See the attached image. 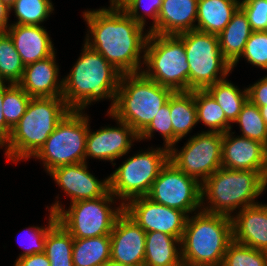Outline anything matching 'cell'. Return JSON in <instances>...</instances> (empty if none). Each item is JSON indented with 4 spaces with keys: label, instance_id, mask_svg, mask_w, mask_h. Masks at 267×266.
<instances>
[{
    "label": "cell",
    "instance_id": "1",
    "mask_svg": "<svg viewBox=\"0 0 267 266\" xmlns=\"http://www.w3.org/2000/svg\"><path fill=\"white\" fill-rule=\"evenodd\" d=\"M108 8L83 13L90 32L86 34L85 44L100 53L120 73H141L144 63H141L140 53L145 52L150 33L144 34V26L121 7Z\"/></svg>",
    "mask_w": 267,
    "mask_h": 266
},
{
    "label": "cell",
    "instance_id": "2",
    "mask_svg": "<svg viewBox=\"0 0 267 266\" xmlns=\"http://www.w3.org/2000/svg\"><path fill=\"white\" fill-rule=\"evenodd\" d=\"M82 50L70 73L62 78V97L66 105L75 111L84 110L92 101L110 99V111L115 104L122 73L87 44L84 43Z\"/></svg>",
    "mask_w": 267,
    "mask_h": 266
},
{
    "label": "cell",
    "instance_id": "3",
    "mask_svg": "<svg viewBox=\"0 0 267 266\" xmlns=\"http://www.w3.org/2000/svg\"><path fill=\"white\" fill-rule=\"evenodd\" d=\"M70 110L63 97H32L4 145L8 160L18 162L34 156Z\"/></svg>",
    "mask_w": 267,
    "mask_h": 266
},
{
    "label": "cell",
    "instance_id": "4",
    "mask_svg": "<svg viewBox=\"0 0 267 266\" xmlns=\"http://www.w3.org/2000/svg\"><path fill=\"white\" fill-rule=\"evenodd\" d=\"M187 218L181 239V259L186 266H221L232 241L231 217L201 210Z\"/></svg>",
    "mask_w": 267,
    "mask_h": 266
},
{
    "label": "cell",
    "instance_id": "5",
    "mask_svg": "<svg viewBox=\"0 0 267 266\" xmlns=\"http://www.w3.org/2000/svg\"><path fill=\"white\" fill-rule=\"evenodd\" d=\"M266 186L267 173L221 167L201 184V210L232 217L237 208L257 204L255 199L263 194ZM204 199L209 200L210 206L203 205Z\"/></svg>",
    "mask_w": 267,
    "mask_h": 266
},
{
    "label": "cell",
    "instance_id": "6",
    "mask_svg": "<svg viewBox=\"0 0 267 266\" xmlns=\"http://www.w3.org/2000/svg\"><path fill=\"white\" fill-rule=\"evenodd\" d=\"M172 93L171 89L147 78L142 72L122 74L114 107L109 112L140 134Z\"/></svg>",
    "mask_w": 267,
    "mask_h": 266
},
{
    "label": "cell",
    "instance_id": "7",
    "mask_svg": "<svg viewBox=\"0 0 267 266\" xmlns=\"http://www.w3.org/2000/svg\"><path fill=\"white\" fill-rule=\"evenodd\" d=\"M142 73L173 92L189 91V64L183 41L177 35L150 33L147 39Z\"/></svg>",
    "mask_w": 267,
    "mask_h": 266
},
{
    "label": "cell",
    "instance_id": "8",
    "mask_svg": "<svg viewBox=\"0 0 267 266\" xmlns=\"http://www.w3.org/2000/svg\"><path fill=\"white\" fill-rule=\"evenodd\" d=\"M114 198L109 191L106 195L96 199L70 203L68 210H65L59 201H55L50 210L56 214L57 222L74 239L110 235L117 217L124 211L123 204L116 209L110 207L112 203L114 204Z\"/></svg>",
    "mask_w": 267,
    "mask_h": 266
},
{
    "label": "cell",
    "instance_id": "9",
    "mask_svg": "<svg viewBox=\"0 0 267 266\" xmlns=\"http://www.w3.org/2000/svg\"><path fill=\"white\" fill-rule=\"evenodd\" d=\"M177 36L184 43L190 66L189 91L206 89L231 73L232 65L223 57L216 34L195 29Z\"/></svg>",
    "mask_w": 267,
    "mask_h": 266
},
{
    "label": "cell",
    "instance_id": "10",
    "mask_svg": "<svg viewBox=\"0 0 267 266\" xmlns=\"http://www.w3.org/2000/svg\"><path fill=\"white\" fill-rule=\"evenodd\" d=\"M88 130L89 117L70 110L33 158L43 161L48 173L59 166L85 162Z\"/></svg>",
    "mask_w": 267,
    "mask_h": 266
},
{
    "label": "cell",
    "instance_id": "11",
    "mask_svg": "<svg viewBox=\"0 0 267 266\" xmlns=\"http://www.w3.org/2000/svg\"><path fill=\"white\" fill-rule=\"evenodd\" d=\"M168 160L167 147L138 152L110 174V192L114 197L118 196V199H121V204L135 197L146 196Z\"/></svg>",
    "mask_w": 267,
    "mask_h": 266
},
{
    "label": "cell",
    "instance_id": "12",
    "mask_svg": "<svg viewBox=\"0 0 267 266\" xmlns=\"http://www.w3.org/2000/svg\"><path fill=\"white\" fill-rule=\"evenodd\" d=\"M222 140V133L203 131L192 136L181 151L171 147L169 160L202 184L222 167Z\"/></svg>",
    "mask_w": 267,
    "mask_h": 266
},
{
    "label": "cell",
    "instance_id": "13",
    "mask_svg": "<svg viewBox=\"0 0 267 266\" xmlns=\"http://www.w3.org/2000/svg\"><path fill=\"white\" fill-rule=\"evenodd\" d=\"M201 182L179 170L170 160L161 168L146 195L153 202L187 215L202 208Z\"/></svg>",
    "mask_w": 267,
    "mask_h": 266
},
{
    "label": "cell",
    "instance_id": "14",
    "mask_svg": "<svg viewBox=\"0 0 267 266\" xmlns=\"http://www.w3.org/2000/svg\"><path fill=\"white\" fill-rule=\"evenodd\" d=\"M123 210L145 232L158 231L180 240L189 216L181 210L155 203L146 196L130 199L123 204Z\"/></svg>",
    "mask_w": 267,
    "mask_h": 266
},
{
    "label": "cell",
    "instance_id": "15",
    "mask_svg": "<svg viewBox=\"0 0 267 266\" xmlns=\"http://www.w3.org/2000/svg\"><path fill=\"white\" fill-rule=\"evenodd\" d=\"M108 114L114 118L119 127H107L87 133L85 162L88 157L112 162L129 153L132 141L139 140V134L135 132L127 123L116 119L109 111Z\"/></svg>",
    "mask_w": 267,
    "mask_h": 266
},
{
    "label": "cell",
    "instance_id": "16",
    "mask_svg": "<svg viewBox=\"0 0 267 266\" xmlns=\"http://www.w3.org/2000/svg\"><path fill=\"white\" fill-rule=\"evenodd\" d=\"M111 239V260L117 263L143 266L146 232L124 211L117 217Z\"/></svg>",
    "mask_w": 267,
    "mask_h": 266
},
{
    "label": "cell",
    "instance_id": "17",
    "mask_svg": "<svg viewBox=\"0 0 267 266\" xmlns=\"http://www.w3.org/2000/svg\"><path fill=\"white\" fill-rule=\"evenodd\" d=\"M87 162L64 165L49 172L64 193L71 197V203L96 199L106 195L109 190V178L99 181L87 170Z\"/></svg>",
    "mask_w": 267,
    "mask_h": 266
},
{
    "label": "cell",
    "instance_id": "18",
    "mask_svg": "<svg viewBox=\"0 0 267 266\" xmlns=\"http://www.w3.org/2000/svg\"><path fill=\"white\" fill-rule=\"evenodd\" d=\"M235 132L223 133L222 167L233 170H255L267 173V148L245 137H233Z\"/></svg>",
    "mask_w": 267,
    "mask_h": 266
},
{
    "label": "cell",
    "instance_id": "19",
    "mask_svg": "<svg viewBox=\"0 0 267 266\" xmlns=\"http://www.w3.org/2000/svg\"><path fill=\"white\" fill-rule=\"evenodd\" d=\"M232 240L267 252V204H254L232 215Z\"/></svg>",
    "mask_w": 267,
    "mask_h": 266
},
{
    "label": "cell",
    "instance_id": "20",
    "mask_svg": "<svg viewBox=\"0 0 267 266\" xmlns=\"http://www.w3.org/2000/svg\"><path fill=\"white\" fill-rule=\"evenodd\" d=\"M52 56L25 66L18 85L30 97H62L63 80H59V66Z\"/></svg>",
    "mask_w": 267,
    "mask_h": 266
},
{
    "label": "cell",
    "instance_id": "21",
    "mask_svg": "<svg viewBox=\"0 0 267 266\" xmlns=\"http://www.w3.org/2000/svg\"><path fill=\"white\" fill-rule=\"evenodd\" d=\"M6 32L12 38L25 66L55 53L54 44L43 26L11 24Z\"/></svg>",
    "mask_w": 267,
    "mask_h": 266
},
{
    "label": "cell",
    "instance_id": "22",
    "mask_svg": "<svg viewBox=\"0 0 267 266\" xmlns=\"http://www.w3.org/2000/svg\"><path fill=\"white\" fill-rule=\"evenodd\" d=\"M198 0H163L158 20L149 33L178 35L196 29Z\"/></svg>",
    "mask_w": 267,
    "mask_h": 266
},
{
    "label": "cell",
    "instance_id": "23",
    "mask_svg": "<svg viewBox=\"0 0 267 266\" xmlns=\"http://www.w3.org/2000/svg\"><path fill=\"white\" fill-rule=\"evenodd\" d=\"M251 33L252 29L248 17L239 8L224 30L217 35L220 51L223 57L232 65V69L241 58Z\"/></svg>",
    "mask_w": 267,
    "mask_h": 266
},
{
    "label": "cell",
    "instance_id": "24",
    "mask_svg": "<svg viewBox=\"0 0 267 266\" xmlns=\"http://www.w3.org/2000/svg\"><path fill=\"white\" fill-rule=\"evenodd\" d=\"M240 2L239 0H198L196 30L218 35L240 8Z\"/></svg>",
    "mask_w": 267,
    "mask_h": 266
},
{
    "label": "cell",
    "instance_id": "25",
    "mask_svg": "<svg viewBox=\"0 0 267 266\" xmlns=\"http://www.w3.org/2000/svg\"><path fill=\"white\" fill-rule=\"evenodd\" d=\"M179 245L181 240L174 236L158 231L146 232L143 266H181Z\"/></svg>",
    "mask_w": 267,
    "mask_h": 266
},
{
    "label": "cell",
    "instance_id": "26",
    "mask_svg": "<svg viewBox=\"0 0 267 266\" xmlns=\"http://www.w3.org/2000/svg\"><path fill=\"white\" fill-rule=\"evenodd\" d=\"M170 113L173 128L172 147H174L198 123L194 90L173 92L170 96Z\"/></svg>",
    "mask_w": 267,
    "mask_h": 266
},
{
    "label": "cell",
    "instance_id": "27",
    "mask_svg": "<svg viewBox=\"0 0 267 266\" xmlns=\"http://www.w3.org/2000/svg\"><path fill=\"white\" fill-rule=\"evenodd\" d=\"M110 235L74 239L72 260L74 266H102L111 260Z\"/></svg>",
    "mask_w": 267,
    "mask_h": 266
},
{
    "label": "cell",
    "instance_id": "28",
    "mask_svg": "<svg viewBox=\"0 0 267 266\" xmlns=\"http://www.w3.org/2000/svg\"><path fill=\"white\" fill-rule=\"evenodd\" d=\"M74 238L58 222L48 231L44 253L51 266H74L72 260Z\"/></svg>",
    "mask_w": 267,
    "mask_h": 266
},
{
    "label": "cell",
    "instance_id": "29",
    "mask_svg": "<svg viewBox=\"0 0 267 266\" xmlns=\"http://www.w3.org/2000/svg\"><path fill=\"white\" fill-rule=\"evenodd\" d=\"M194 100L197 110V122L210 128V132L226 133L231 131L232 126L226 119L225 113L216 100L206 89L194 90Z\"/></svg>",
    "mask_w": 267,
    "mask_h": 266
},
{
    "label": "cell",
    "instance_id": "30",
    "mask_svg": "<svg viewBox=\"0 0 267 266\" xmlns=\"http://www.w3.org/2000/svg\"><path fill=\"white\" fill-rule=\"evenodd\" d=\"M206 90L222 108L226 119L230 123H234L243 105L248 100L247 88L241 92L237 86H234V84L225 78L215 84L209 85Z\"/></svg>",
    "mask_w": 267,
    "mask_h": 266
},
{
    "label": "cell",
    "instance_id": "31",
    "mask_svg": "<svg viewBox=\"0 0 267 266\" xmlns=\"http://www.w3.org/2000/svg\"><path fill=\"white\" fill-rule=\"evenodd\" d=\"M25 65L15 49L7 32H0V82L18 84L23 76Z\"/></svg>",
    "mask_w": 267,
    "mask_h": 266
},
{
    "label": "cell",
    "instance_id": "32",
    "mask_svg": "<svg viewBox=\"0 0 267 266\" xmlns=\"http://www.w3.org/2000/svg\"><path fill=\"white\" fill-rule=\"evenodd\" d=\"M235 122L242 131L241 137L260 142L267 148V125L259 108L249 99L243 105Z\"/></svg>",
    "mask_w": 267,
    "mask_h": 266
},
{
    "label": "cell",
    "instance_id": "33",
    "mask_svg": "<svg viewBox=\"0 0 267 266\" xmlns=\"http://www.w3.org/2000/svg\"><path fill=\"white\" fill-rule=\"evenodd\" d=\"M14 10L18 25H40L54 10L51 0H16L9 8Z\"/></svg>",
    "mask_w": 267,
    "mask_h": 266
},
{
    "label": "cell",
    "instance_id": "34",
    "mask_svg": "<svg viewBox=\"0 0 267 266\" xmlns=\"http://www.w3.org/2000/svg\"><path fill=\"white\" fill-rule=\"evenodd\" d=\"M30 97L18 84L4 82V98L2 112L6 123L13 128L25 114Z\"/></svg>",
    "mask_w": 267,
    "mask_h": 266
},
{
    "label": "cell",
    "instance_id": "35",
    "mask_svg": "<svg viewBox=\"0 0 267 266\" xmlns=\"http://www.w3.org/2000/svg\"><path fill=\"white\" fill-rule=\"evenodd\" d=\"M221 266H267V252L232 240Z\"/></svg>",
    "mask_w": 267,
    "mask_h": 266
},
{
    "label": "cell",
    "instance_id": "36",
    "mask_svg": "<svg viewBox=\"0 0 267 266\" xmlns=\"http://www.w3.org/2000/svg\"><path fill=\"white\" fill-rule=\"evenodd\" d=\"M155 131L160 132L163 136L164 147L171 148L173 146V128L170 113V97L168 101L159 109L155 118L148 126L139 134V140L150 139Z\"/></svg>",
    "mask_w": 267,
    "mask_h": 266
},
{
    "label": "cell",
    "instance_id": "37",
    "mask_svg": "<svg viewBox=\"0 0 267 266\" xmlns=\"http://www.w3.org/2000/svg\"><path fill=\"white\" fill-rule=\"evenodd\" d=\"M241 56L250 64L267 70V31H252Z\"/></svg>",
    "mask_w": 267,
    "mask_h": 266
},
{
    "label": "cell",
    "instance_id": "38",
    "mask_svg": "<svg viewBox=\"0 0 267 266\" xmlns=\"http://www.w3.org/2000/svg\"><path fill=\"white\" fill-rule=\"evenodd\" d=\"M144 1L145 0H127L121 6V8L136 22H138L139 24L145 27L146 19L144 18V14L143 15L139 14L140 13L139 9L141 7H145L143 12L146 13L145 14L146 16H149L150 18L153 19V25H154L158 20V14L161 9L163 0H146L148 2L146 1L144 2Z\"/></svg>",
    "mask_w": 267,
    "mask_h": 266
},
{
    "label": "cell",
    "instance_id": "39",
    "mask_svg": "<svg viewBox=\"0 0 267 266\" xmlns=\"http://www.w3.org/2000/svg\"><path fill=\"white\" fill-rule=\"evenodd\" d=\"M240 8L247 15L252 31H267L266 0H242Z\"/></svg>",
    "mask_w": 267,
    "mask_h": 266
},
{
    "label": "cell",
    "instance_id": "40",
    "mask_svg": "<svg viewBox=\"0 0 267 266\" xmlns=\"http://www.w3.org/2000/svg\"><path fill=\"white\" fill-rule=\"evenodd\" d=\"M49 211H50V214H49V222H48L47 227H39V226L34 227L33 226V227H29L28 229H26V231H28L27 234L30 236V238H28V241H30V243L28 244L29 246L27 245L28 247H26L23 244L25 246L23 248L25 249V251L22 254H20L18 258L44 252L46 235L49 229L57 222L56 214L52 212L51 210Z\"/></svg>",
    "mask_w": 267,
    "mask_h": 266
},
{
    "label": "cell",
    "instance_id": "41",
    "mask_svg": "<svg viewBox=\"0 0 267 266\" xmlns=\"http://www.w3.org/2000/svg\"><path fill=\"white\" fill-rule=\"evenodd\" d=\"M248 99L258 108L267 105V76L247 88Z\"/></svg>",
    "mask_w": 267,
    "mask_h": 266
},
{
    "label": "cell",
    "instance_id": "42",
    "mask_svg": "<svg viewBox=\"0 0 267 266\" xmlns=\"http://www.w3.org/2000/svg\"><path fill=\"white\" fill-rule=\"evenodd\" d=\"M4 82H0V147H4L8 141L12 128L6 123L3 115Z\"/></svg>",
    "mask_w": 267,
    "mask_h": 266
},
{
    "label": "cell",
    "instance_id": "43",
    "mask_svg": "<svg viewBox=\"0 0 267 266\" xmlns=\"http://www.w3.org/2000/svg\"><path fill=\"white\" fill-rule=\"evenodd\" d=\"M14 266H51L45 253H36L15 261Z\"/></svg>",
    "mask_w": 267,
    "mask_h": 266
},
{
    "label": "cell",
    "instance_id": "44",
    "mask_svg": "<svg viewBox=\"0 0 267 266\" xmlns=\"http://www.w3.org/2000/svg\"><path fill=\"white\" fill-rule=\"evenodd\" d=\"M9 8L0 0V32H6L9 25Z\"/></svg>",
    "mask_w": 267,
    "mask_h": 266
},
{
    "label": "cell",
    "instance_id": "45",
    "mask_svg": "<svg viewBox=\"0 0 267 266\" xmlns=\"http://www.w3.org/2000/svg\"><path fill=\"white\" fill-rule=\"evenodd\" d=\"M127 0H110V7H121Z\"/></svg>",
    "mask_w": 267,
    "mask_h": 266
},
{
    "label": "cell",
    "instance_id": "46",
    "mask_svg": "<svg viewBox=\"0 0 267 266\" xmlns=\"http://www.w3.org/2000/svg\"><path fill=\"white\" fill-rule=\"evenodd\" d=\"M259 110H260L262 118L265 120V123L267 125V105L260 106Z\"/></svg>",
    "mask_w": 267,
    "mask_h": 266
},
{
    "label": "cell",
    "instance_id": "47",
    "mask_svg": "<svg viewBox=\"0 0 267 266\" xmlns=\"http://www.w3.org/2000/svg\"><path fill=\"white\" fill-rule=\"evenodd\" d=\"M102 266H132V265H125V264H121V263H117L112 260H109L106 263H104Z\"/></svg>",
    "mask_w": 267,
    "mask_h": 266
},
{
    "label": "cell",
    "instance_id": "48",
    "mask_svg": "<svg viewBox=\"0 0 267 266\" xmlns=\"http://www.w3.org/2000/svg\"><path fill=\"white\" fill-rule=\"evenodd\" d=\"M16 0H2V2L8 7L10 8Z\"/></svg>",
    "mask_w": 267,
    "mask_h": 266
}]
</instances>
